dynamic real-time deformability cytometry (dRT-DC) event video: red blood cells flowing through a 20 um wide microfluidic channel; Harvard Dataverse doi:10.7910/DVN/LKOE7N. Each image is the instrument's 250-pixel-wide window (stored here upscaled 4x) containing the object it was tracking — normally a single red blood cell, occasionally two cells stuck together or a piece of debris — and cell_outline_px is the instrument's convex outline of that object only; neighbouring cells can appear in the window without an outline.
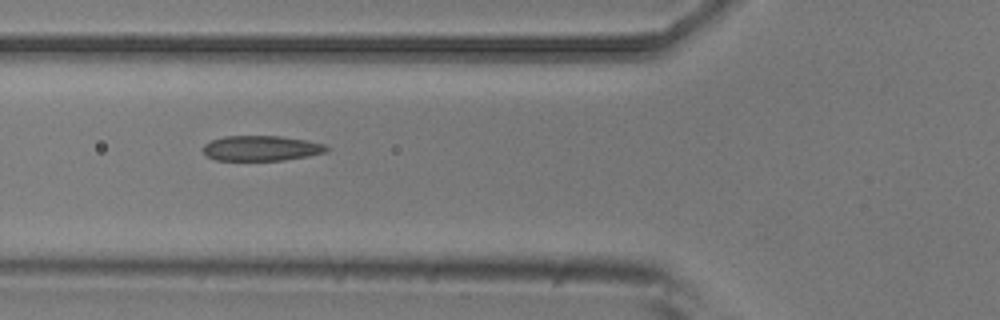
{"species": "common noctule bat (a hibernating species)", "species_latin": "Nyctalus noctula", "temperature_condition": "room temperature", "stored_images_in_passage": 9, "camera_frame_rate_fps": 3000, "um_per_image_px": 0.085, "animal": {"sex": "male", "body_mass_g": 20.5, "forearm_length_mm": 52.5}, "frame": {"image": 1, "passage_image": 4, "time_ms": 1.0, "image_size_px": [1000, 320], "cell_outline_px": [[328, 152], [308, 156], [284, 160], [216, 160], [208, 156], [204, 152], [204, 144], [212, 140], [224, 136], [280, 136], [304, 140], [324, 144], [328, 148]], "centroid_in_image_um": [22.22, 12.6], "position_along_channel_um": 103.6, "area_um2": 17.98}}
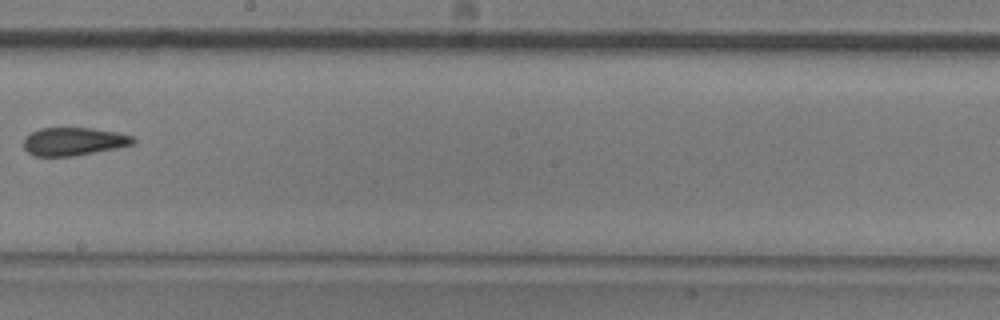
{"frame": {"image": 2, "passage_image": 7, "time_ms": 2.0, "image_size_px": [1000, 320], "cell_outline_px": [[136, 140], [132, 144], [72, 156], [32, 156], [24, 148], [24, 136], [40, 128], [92, 128], [116, 132], [132, 136]], "centroid_in_image_um": [6.19, 12.01], "position_along_channel_um": 242.0, "area_um2": 17.63}}
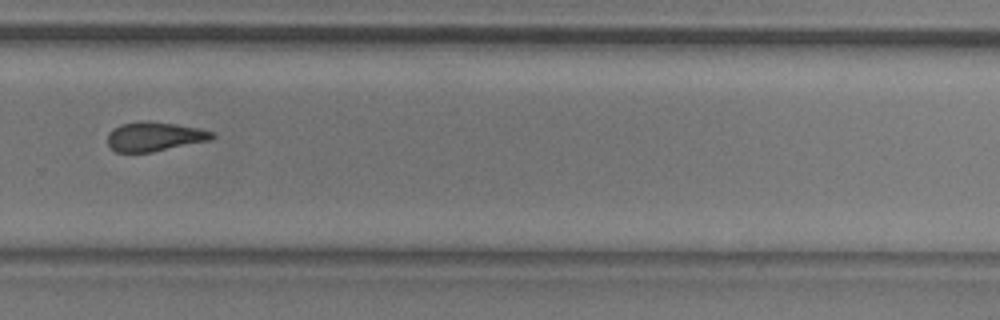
{"frame": {"image": 3, "passage_image": 9, "time_ms": 2.667, "image_size_px": [1000, 320], "cell_outline_px": [[216, 136], [212, 140], [152, 152], [116, 152], [108, 144], [108, 132], [112, 128], [120, 124], [144, 120], [148, 120], [176, 124], [200, 128], [212, 132]], "centroid_in_image_um": [13.14, 11.59], "position_along_channel_um": 316.7, "area_um2": 18.03}}